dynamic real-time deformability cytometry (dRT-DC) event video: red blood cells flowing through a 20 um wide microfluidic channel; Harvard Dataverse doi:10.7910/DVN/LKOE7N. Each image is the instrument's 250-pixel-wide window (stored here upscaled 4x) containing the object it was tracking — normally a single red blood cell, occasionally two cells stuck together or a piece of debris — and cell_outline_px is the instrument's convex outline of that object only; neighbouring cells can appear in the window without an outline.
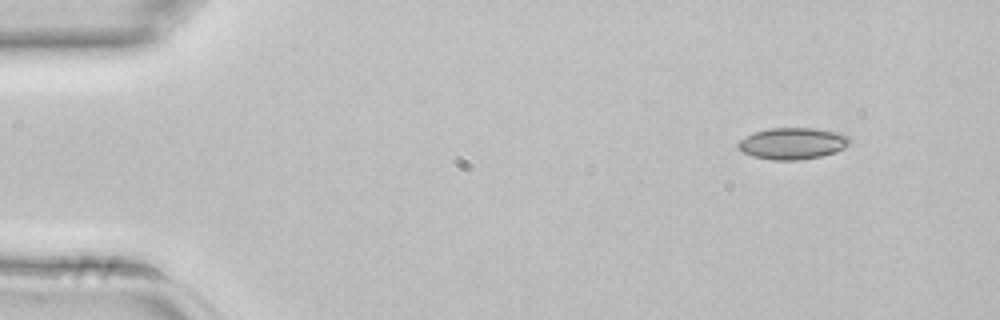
{"species": "common noctule bat (a hibernating species)", "species_latin": "Nyctalus noctula", "temperature_condition": "room temperature", "stored_images_in_passage": 3, "camera_frame_rate_fps": 3000, "um_per_image_px": 0.085, "animal": {"sex": "female", "body_mass_g": 22.7, "forearm_length_mm": 54.2}, "frame": {"image": 1, "passage_image": 1, "time_ms": 0.0, "image_size_px": [1000, 320], "cell_outline_px": [[852, 140], [844, 148], [836, 152], [820, 156], [796, 160], [772, 160], [752, 156], [744, 152], [736, 144], [740, 140], [756, 132], [768, 128], [816, 128], [840, 132], [848, 136]], "centroid_in_image_um": [67.42, 12.18], "position_along_channel_um": 17.6, "area_um2": 20.46}}
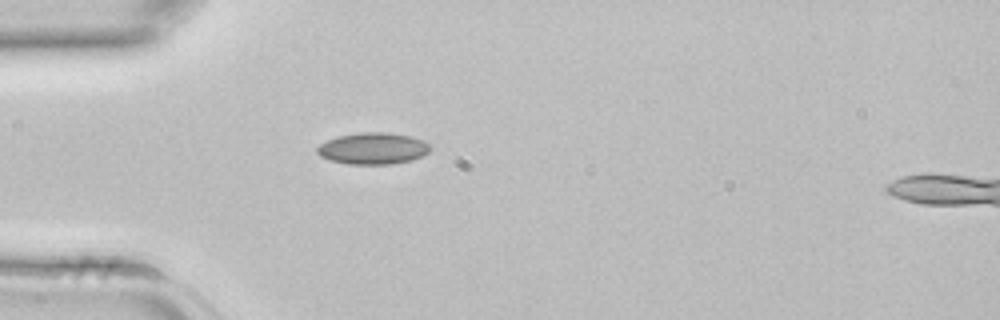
{"frame": {"image": 2, "passage_image": 3, "time_ms": 0.667, "image_size_px": [1000, 320], "cell_outline_px": [[432, 148], [424, 156], [412, 160], [392, 164], [348, 164], [328, 160], [320, 156], [316, 152], [316, 148], [320, 144], [328, 140], [340, 136], [360, 132], [384, 132], [412, 136], [424, 140]], "centroid_in_image_um": [31.72, 12.62], "position_along_channel_um": 53.3, "area_um2": 20.98}}